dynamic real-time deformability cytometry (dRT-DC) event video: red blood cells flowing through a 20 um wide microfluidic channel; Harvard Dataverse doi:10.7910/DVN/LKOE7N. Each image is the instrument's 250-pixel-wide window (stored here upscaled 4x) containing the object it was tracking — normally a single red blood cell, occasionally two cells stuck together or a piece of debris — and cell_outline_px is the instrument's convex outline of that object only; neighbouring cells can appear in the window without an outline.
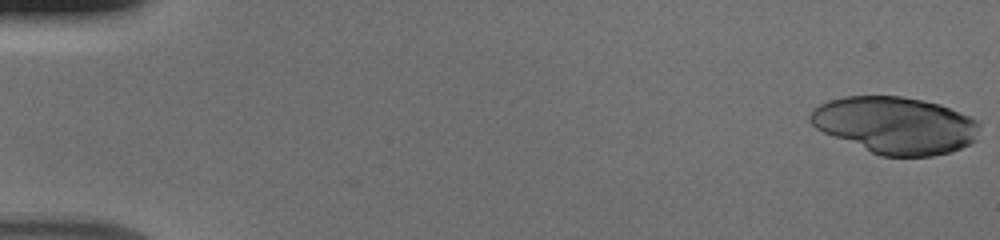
{"species": "human", "species_latin": "Homo sapiens", "temperature_condition": "cold", "stored_images_in_passage": 53, "camera_frame_rate_fps": 3000, "um_per_image_px": 0.085, "donor": {"sex": "male"}, "frame": {"image": 1, "passage_image": 1, "time_ms": 0.0, "image_size_px": [1000, 240], "cell_outline_px": [[980, 128], [976, 140], [952, 152], [932, 156], [880, 156], [832, 136], [816, 128], [808, 120], [808, 116], [812, 108], [828, 100], [844, 96], [900, 96], [924, 100], [940, 104], [972, 116], [980, 120]], "centroid_in_image_um": [76.12, 10.63], "position_along_channel_um": 8.9, "area_um2": 56.64}}
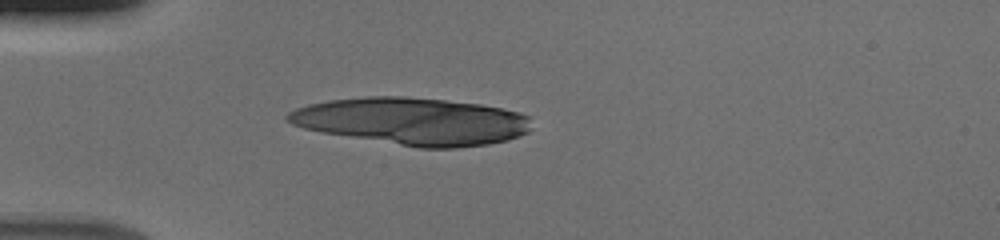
{"frame": {"image": 2, "passage_image": 16, "time_ms": 5.0, "image_size_px": [1000, 240], "cell_outline_px": [[532, 128], [528, 132], [520, 136], [508, 140], [488, 144], [456, 148], [420, 148], [320, 132], [304, 128], [292, 124], [284, 120], [284, 116], [288, 112], [296, 108], [308, 104], [328, 100], [368, 96], [404, 96], [444, 100], [480, 104], [520, 112], [528, 116]], "centroid_in_image_um": [35.03, 10.3], "position_along_channel_um": 50.0, "area_um2": 67.34}}